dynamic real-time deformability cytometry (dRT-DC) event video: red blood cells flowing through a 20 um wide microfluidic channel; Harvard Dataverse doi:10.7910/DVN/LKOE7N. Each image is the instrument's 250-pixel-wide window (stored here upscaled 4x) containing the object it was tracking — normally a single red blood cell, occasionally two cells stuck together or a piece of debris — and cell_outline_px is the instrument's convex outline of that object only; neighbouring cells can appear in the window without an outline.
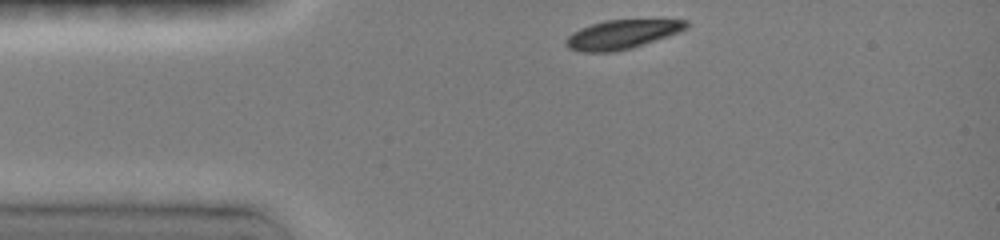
{"species": "common noctule bat (a hibernating species)", "species_latin": "Nyctalus noctula", "temperature_condition": "room temperature", "stored_images_in_passage": 29, "camera_frame_rate_fps": 3000, "um_per_image_px": 0.085, "animal": {"sex": "female", "body_mass_g": 19.0, "forearm_length_mm": 51.5}, "frame": {"image": 1, "passage_image": 1, "time_ms": 0.0, "image_size_px": [1000, 240], "cell_outline_px": [[688, 28], [668, 36], [628, 48], [612, 52], [584, 52], [568, 48], [564, 44], [564, 40], [572, 32], [580, 28], [604, 20], [688, 20]], "centroid_in_image_um": [52.81, 2.92], "position_along_channel_um": 32.2, "area_um2": 20.06}}
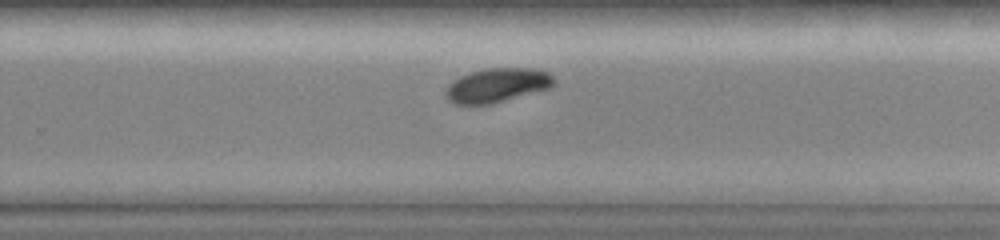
{"frame": {"image": 2, "passage_image": 19, "time_ms": 6.0, "image_size_px": [1000, 240], "cell_outline_px": [[556, 84], [548, 88], [488, 104], [452, 104], [444, 96], [444, 92], [448, 84], [452, 80], [460, 76], [472, 72], [488, 68], [532, 68], [548, 72], [556, 80]], "centroid_in_image_um": [42.21, 7.24], "position_along_channel_um": 287.6, "area_um2": 21.39}}
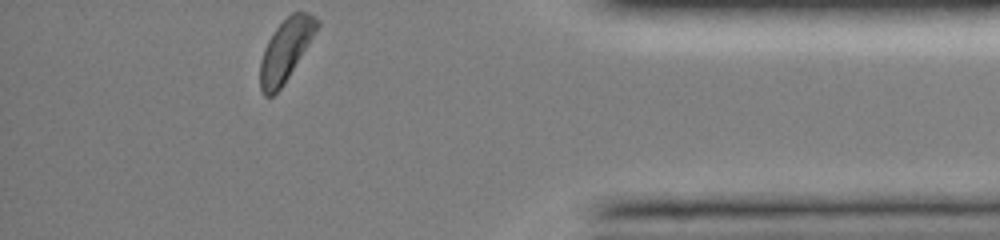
{"frame": {"image": 3, "passage_image": 29, "time_ms": 9.333, "image_size_px": [1000, 240], "cell_outline_px": [[320, 24], [284, 84], [272, 96], [264, 96], [260, 88], [260, 60], [264, 48], [268, 40], [276, 28], [292, 12], [308, 12], [316, 16], [320, 20]], "centroid_in_image_um": [24.28, 4.25], "position_along_channel_um": 410.9, "area_um2": 20.23}, "authors_computed_cell_mechanics": {"area_um2": 21.8484, "velocity_mm_per_s": 4.0325, "shape_relaxation_time_tau1_ms": 1.191, "shape_relaxation_time_tau2_ms": null, "deformation_change_tau1": 0.0877, "deformation_change_tau2": null}}